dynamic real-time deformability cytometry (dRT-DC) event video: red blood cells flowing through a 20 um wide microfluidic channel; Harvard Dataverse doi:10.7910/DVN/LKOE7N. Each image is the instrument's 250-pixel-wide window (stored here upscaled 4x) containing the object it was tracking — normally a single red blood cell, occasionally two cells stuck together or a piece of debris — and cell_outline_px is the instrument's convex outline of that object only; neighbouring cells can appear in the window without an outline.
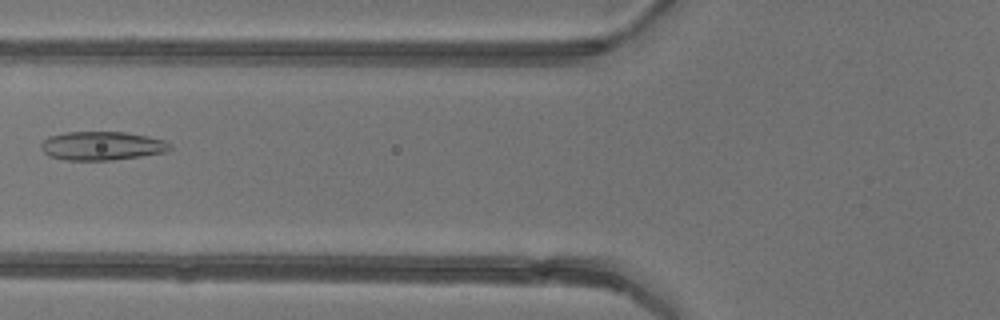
{"species": "common noctule bat (a hibernating species)", "species_latin": "Nyctalus noctula", "temperature_condition": "warm", "stored_images_in_passage": 3, "camera_frame_rate_fps": 3000, "um_per_image_px": 0.085, "animal": {"sex": "female"}, "frame": {"image": 1, "passage_image": 2, "time_ms": 1.333, "image_size_px": [1000, 320], "cell_outline_px": [[172, 148], [164, 152], [140, 156], [112, 160], [64, 160], [48, 156], [40, 148], [40, 144], [48, 136], [64, 132], [124, 132], [148, 136], [164, 140], [172, 144]], "centroid_in_image_um": [8.63, 12.39], "position_along_channel_um": 117.2, "area_um2": 21.68}}
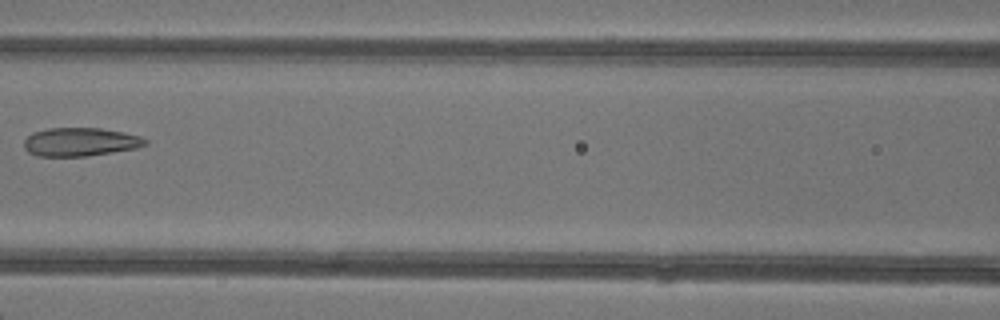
{"frame": {"image": 2, "passage_image": 3, "time_ms": 2.333, "image_size_px": [1000, 320], "cell_outline_px": [[148, 144], [136, 148], [88, 156], [36, 156], [28, 152], [24, 148], [24, 140], [32, 132], [48, 128], [100, 128], [124, 132], [140, 136], [148, 140]], "centroid_in_image_um": [6.82, 12.06], "position_along_channel_um": 159.8, "area_um2": 20.23}}